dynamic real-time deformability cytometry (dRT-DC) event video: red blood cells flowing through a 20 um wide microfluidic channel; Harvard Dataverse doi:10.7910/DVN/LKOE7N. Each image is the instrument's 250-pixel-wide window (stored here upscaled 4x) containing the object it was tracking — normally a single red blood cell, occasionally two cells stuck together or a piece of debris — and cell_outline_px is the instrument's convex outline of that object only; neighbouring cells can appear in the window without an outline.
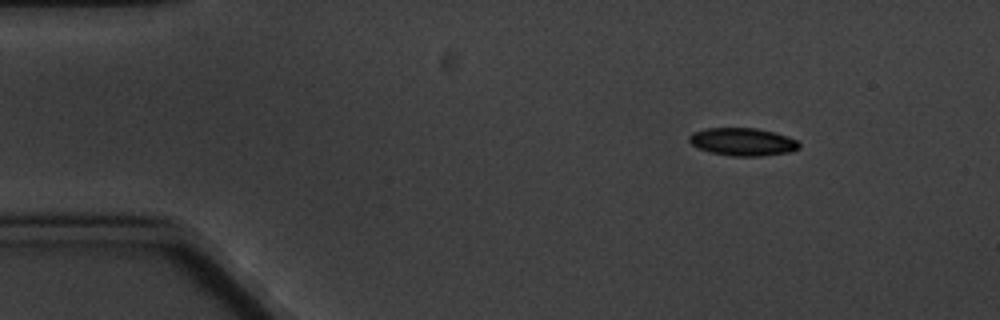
{"species": "common noctule bat (a hibernating species)", "species_latin": "Nyctalus noctula", "temperature_condition": "cold", "stored_images_in_passage": 7, "camera_frame_rate_fps": 3000, "um_per_image_px": 0.085, "animal": {"sex": "male", "body_mass_g": 20.1, "forearm_length_mm": 53.5}, "frame": {"image": 1, "passage_image": 2, "time_ms": 1.333, "image_size_px": [1000, 320], "cell_outline_px": [[800, 148], [792, 152], [760, 156], [732, 156], [708, 152], [692, 144], [688, 140], [688, 136], [692, 132], [704, 128], [756, 128], [788, 136], [796, 140], [800, 144]], "centroid_in_image_um": [63.12, 12.05], "position_along_channel_um": 21.9, "area_um2": 17.92}}
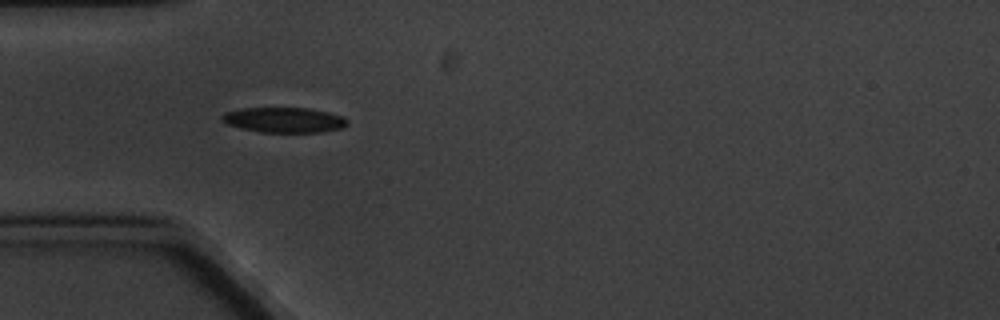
{"frame": {"image": 2, "passage_image": 5, "time_ms": 4.667, "image_size_px": [1000, 320], "cell_outline_px": [[348, 124], [344, 128], [320, 132], [260, 132], [228, 124], [220, 120], [220, 116], [224, 112], [240, 108], [308, 108], [328, 112], [344, 116], [348, 120]], "centroid_in_image_um": [24.17, 10.19], "position_along_channel_um": 60.8, "area_um2": 18.5}}
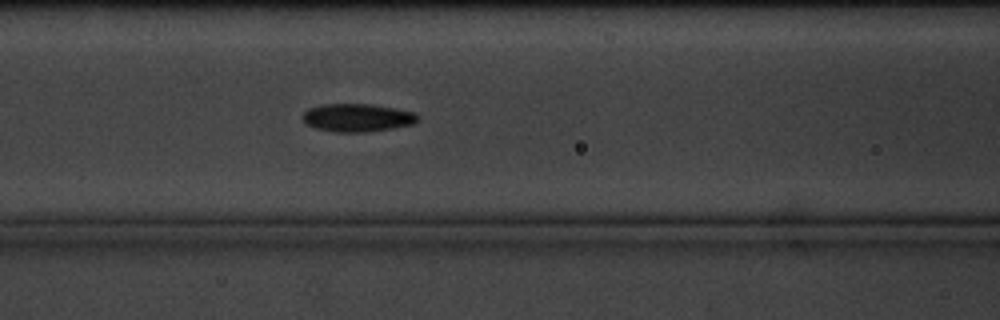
{"frame": {"image": 3, "passage_image": 7, "time_ms": 7.0, "image_size_px": [1000, 320], "cell_outline_px": [[420, 120], [416, 124], [368, 132], [336, 132], [316, 128], [304, 124], [300, 116], [308, 108], [320, 104], [372, 104], [396, 108], [416, 112], [420, 116]], "centroid_in_image_um": [30.39, 10.0], "position_along_channel_um": 136.2, "area_um2": 19.31}}